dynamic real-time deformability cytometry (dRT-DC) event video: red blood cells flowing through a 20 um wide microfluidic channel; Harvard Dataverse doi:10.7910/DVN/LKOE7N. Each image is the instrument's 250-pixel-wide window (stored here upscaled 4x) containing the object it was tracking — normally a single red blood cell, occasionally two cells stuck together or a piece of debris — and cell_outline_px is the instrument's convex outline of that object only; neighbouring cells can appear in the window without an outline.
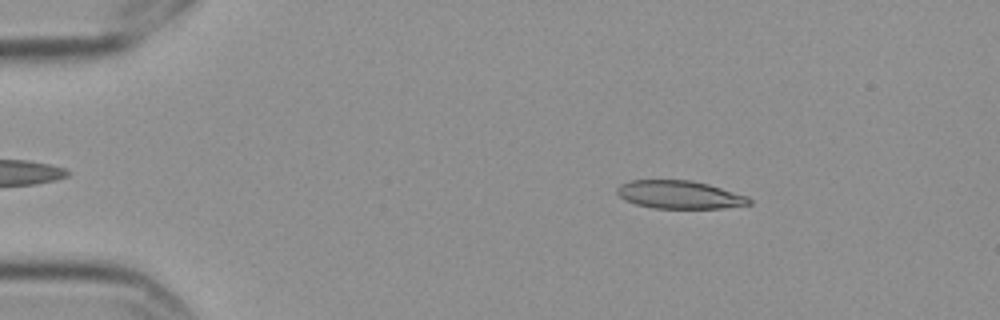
{"species": "Egyptian fruit bat (a non-hibernating species)", "species_latin": "Rousettus aegyptiacus", "temperature_condition": "cold", "stored_images_in_passage": 5, "segment_of_instrument_passage": [1, 2], "camera_frame_rate_fps": 3000, "um_per_image_px": 0.085, "frame": {"image": 1, "passage_image": 2, "time_ms": 0.333, "image_size_px": [1000, 320], "cell_outline_px": [[752, 204], [724, 208], [652, 208], [636, 204], [624, 200], [616, 192], [616, 188], [620, 184], [632, 180], [692, 180], [708, 184], [748, 196], [752, 200]], "centroid_in_image_um": [57.76, 16.55], "position_along_channel_um": 27.2, "area_um2": 21.68}}